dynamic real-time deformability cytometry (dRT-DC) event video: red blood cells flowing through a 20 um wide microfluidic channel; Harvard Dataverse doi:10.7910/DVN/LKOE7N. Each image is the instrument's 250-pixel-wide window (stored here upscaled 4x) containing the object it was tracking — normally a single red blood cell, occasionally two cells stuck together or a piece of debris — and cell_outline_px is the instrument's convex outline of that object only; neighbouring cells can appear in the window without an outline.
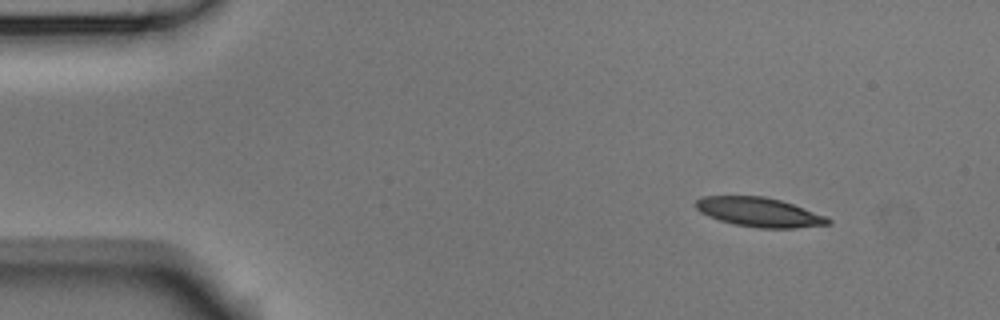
{"species": "Egyptian fruit bat (a non-hibernating species)", "species_latin": "Rousettus aegyptiacus", "temperature_condition": "room temperature", "stored_images_in_passage": 3, "camera_frame_rate_fps": 3000, "um_per_image_px": 0.085, "animal": {"sex": "male"}, "frame": {"image": 1, "passage_image": 1, "time_ms": 0.0, "image_size_px": [1000, 320], "cell_outline_px": [[832, 224], [796, 228], [756, 228], [736, 224], [720, 220], [708, 216], [700, 212], [692, 204], [696, 200], [704, 196], [764, 196], [780, 200], [804, 208], [824, 216], [832, 220]], "centroid_in_image_um": [64.51, 18.03], "position_along_channel_um": 20.5, "area_um2": 22.54}}